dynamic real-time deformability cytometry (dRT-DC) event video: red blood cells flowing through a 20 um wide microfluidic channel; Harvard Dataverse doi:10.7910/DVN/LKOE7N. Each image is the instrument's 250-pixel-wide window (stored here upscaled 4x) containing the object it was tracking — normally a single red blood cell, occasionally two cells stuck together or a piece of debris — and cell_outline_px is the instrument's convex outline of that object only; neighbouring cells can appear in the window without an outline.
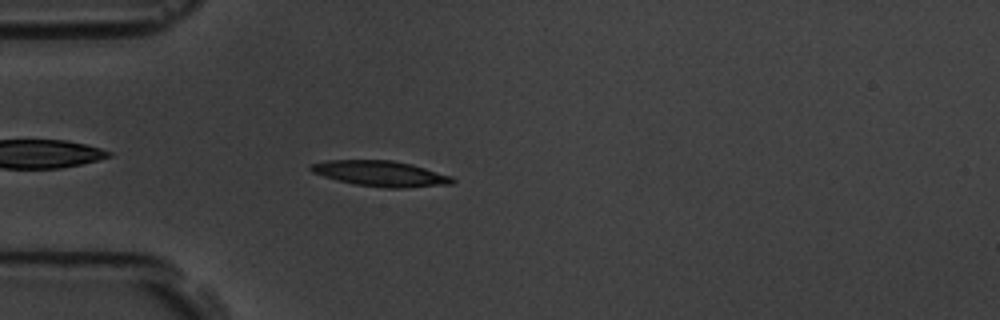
{"species": "common noctule bat (a hibernating species)", "species_latin": "Nyctalus noctula", "temperature_condition": "room temperature", "stored_images_in_passage": 5, "camera_frame_rate_fps": 3000, "um_per_image_px": 0.085, "animal": {"sex": "male", "body_mass_g": 19.5, "forearm_length_mm": 54.6}, "frame": {"image": 1, "passage_image": 5, "time_ms": 4.333, "image_size_px": [1000, 320], "cell_outline_px": [[456, 180], [452, 184], [404, 188], [388, 188], [356, 184], [324, 176], [312, 172], [308, 168], [308, 164], [324, 160], [392, 160], [412, 164], [452, 176]], "centroid_in_image_um": [32.35, 14.74], "position_along_channel_um": 52.6, "area_um2": 21.1}}